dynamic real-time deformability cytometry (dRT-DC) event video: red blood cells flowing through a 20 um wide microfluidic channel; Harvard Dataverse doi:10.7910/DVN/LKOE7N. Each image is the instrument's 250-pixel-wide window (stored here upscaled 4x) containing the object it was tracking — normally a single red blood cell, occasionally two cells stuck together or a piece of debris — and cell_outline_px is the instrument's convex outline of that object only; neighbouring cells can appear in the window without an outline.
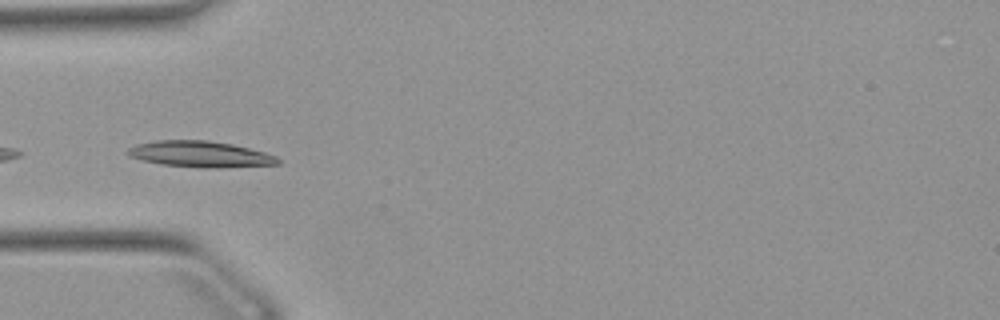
{"species": "Egyptian fruit bat (a non-hibernating species)", "species_latin": "Rousettus aegyptiacus", "temperature_condition": "warm", "stored_images_in_passage": 35, "camera_frame_rate_fps": 3000, "um_per_image_px": 0.085, "animal": {"sex": "female"}, "frame": {"image": 1, "passage_image": 17, "time_ms": 5.333, "image_size_px": [1000, 320], "cell_outline_px": [[280, 164], [220, 168], [200, 168], [160, 164], [128, 156], [128, 148], [136, 144], [156, 140], [208, 140], [232, 144], [264, 152], [276, 156], [280, 160]], "centroid_in_image_um": [17.03, 13.11], "position_along_channel_um": 68.0, "area_um2": 22.89}}